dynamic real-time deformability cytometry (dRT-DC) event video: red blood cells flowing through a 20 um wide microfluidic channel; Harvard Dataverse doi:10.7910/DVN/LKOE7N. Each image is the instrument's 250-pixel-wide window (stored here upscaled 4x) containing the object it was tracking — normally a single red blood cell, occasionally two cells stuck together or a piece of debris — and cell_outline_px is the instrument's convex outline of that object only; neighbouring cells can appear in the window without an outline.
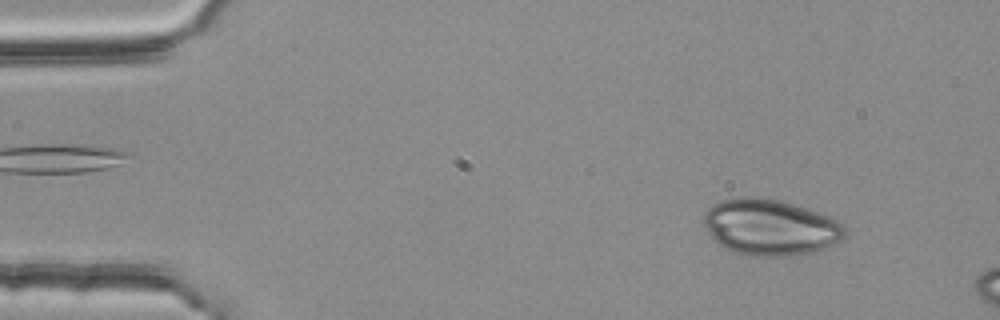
{"species": "common noctule bat (a hibernating species)", "species_latin": "Nyctalus noctula", "temperature_condition": "room temperature", "stored_images_in_passage": 52, "camera_frame_rate_fps": 3000, "um_per_image_px": 0.085, "animal": {"sex": "female", "body_mass_g": 25.1}, "frame": {"image": 1, "passage_image": 5, "time_ms": 1.333, "image_size_px": [1000, 320], "cell_outline_px": [[848, 232], [840, 240], [820, 248], [808, 252], [788, 256], [744, 256], [732, 252], [724, 248], [708, 232], [704, 224], [704, 212], [712, 204], [720, 200], [744, 196], [748, 196], [780, 200], [828, 216], [844, 224]], "centroid_in_image_um": [65.42, 19.31], "position_along_channel_um": 19.6, "area_um2": 45.84}}
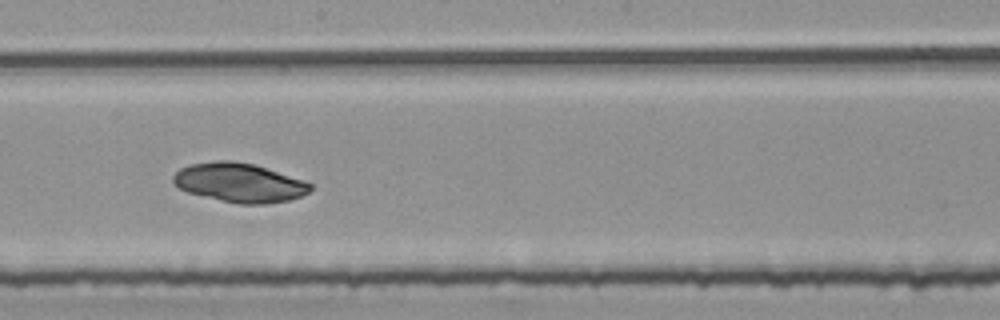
{"frame": {"image": 2, "passage_image": 29, "time_ms": 9.333, "image_size_px": [1000, 320], "cell_outline_px": [[312, 188], [308, 192], [300, 196], [288, 200], [268, 204], [240, 204], [220, 200], [188, 192], [180, 188], [172, 180], [172, 176], [180, 168], [188, 164], [216, 160], [232, 160], [252, 164], [304, 180], [312, 184]], "centroid_in_image_um": [20.33, 15.52], "position_along_channel_um": 227.9, "area_um2": 31.1}}
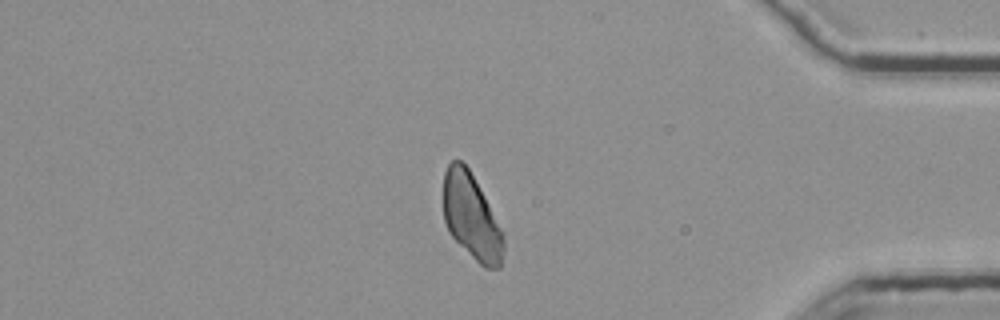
{"frame": {"image": 3, "passage_image": 45, "time_ms": 14.667, "image_size_px": [1000, 320], "cell_outline_px": [[504, 248], [500, 268], [484, 268], [448, 232], [444, 220], [444, 172], [448, 164], [452, 160], [460, 160], [468, 168], [504, 232]], "centroid_in_image_um": [40.08, 18.43], "position_along_channel_um": 395.1, "area_um2": 29.71}}